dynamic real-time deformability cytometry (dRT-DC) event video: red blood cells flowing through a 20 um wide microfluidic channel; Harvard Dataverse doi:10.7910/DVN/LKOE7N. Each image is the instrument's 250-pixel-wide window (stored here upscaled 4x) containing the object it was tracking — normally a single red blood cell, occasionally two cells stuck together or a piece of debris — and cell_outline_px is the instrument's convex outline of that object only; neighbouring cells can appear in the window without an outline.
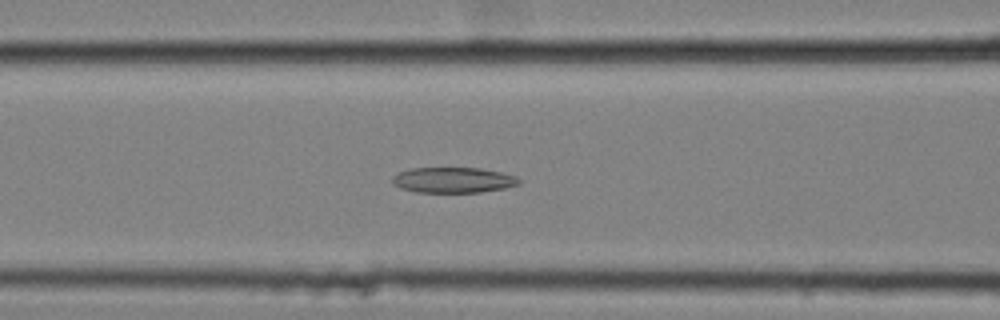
{"species": "common noctule bat (a hibernating species)", "species_latin": "Nyctalus noctula", "temperature_condition": "cold", "stored_images_in_passage": 49, "camera_frame_rate_fps": 3000, "um_per_image_px": 0.085, "animal": {"sex": "female", "body_mass_g": 25.1}, "frame": {"image": 1, "passage_image": 15, "time_ms": 4.667, "image_size_px": [1000, 320], "cell_outline_px": [[520, 184], [504, 188], [480, 192], [416, 192], [400, 188], [392, 184], [392, 176], [400, 172], [412, 168], [480, 168], [500, 172], [516, 176], [520, 180]], "centroid_in_image_um": [38.51, 15.3], "position_along_channel_um": 128.1, "area_um2": 18.79}}
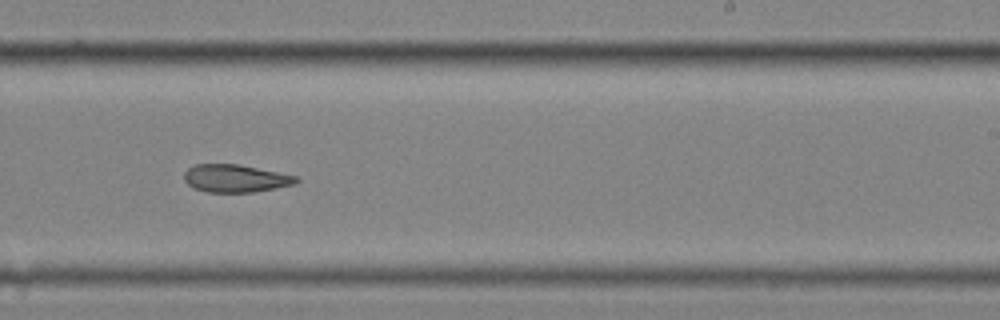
{"frame": {"image": 2, "passage_image": 27, "time_ms": 8.667, "image_size_px": [1000, 320], "cell_outline_px": [[300, 180], [296, 184], [252, 192], [208, 192], [192, 188], [184, 180], [184, 172], [188, 168], [196, 164], [236, 164], [296, 176]], "centroid_in_image_um": [19.97, 15.17], "position_along_channel_um": 269.0, "area_um2": 17.92}}
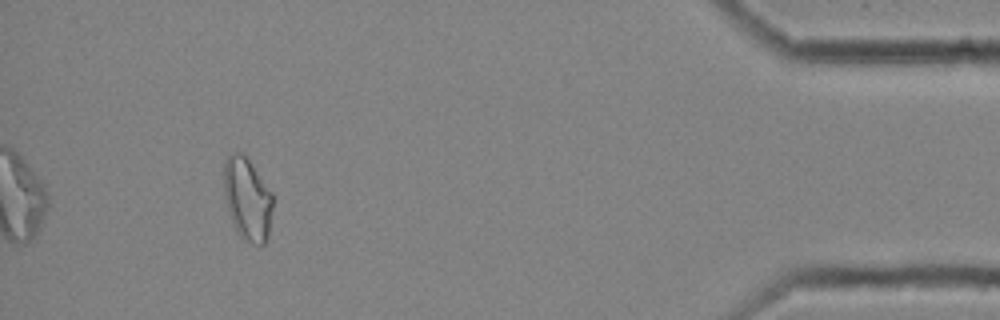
{"frame": {"image": 3, "passage_image": 44, "time_ms": 14.333, "image_size_px": [1000, 320], "cell_outline_px": [[272, 208], [268, 236], [264, 244], [252, 244], [244, 240], [240, 236], [232, 224], [228, 212], [224, 196], [224, 160], [232, 152], [244, 152], [272, 192]], "centroid_in_image_um": [21.01, 16.89], "position_along_channel_um": 414.2, "area_um2": 23.87}, "authors_computed_cell_mechanics": {"area_um2": 19.4208, "velocity_mm_per_s": 3.527, "shape_relaxation_time_tau1_ms": null, "shape_relaxation_time_tau2_ms": 4.4899, "deformation_change_tau1": null, "deformation_change_tau2": 0.1386}}